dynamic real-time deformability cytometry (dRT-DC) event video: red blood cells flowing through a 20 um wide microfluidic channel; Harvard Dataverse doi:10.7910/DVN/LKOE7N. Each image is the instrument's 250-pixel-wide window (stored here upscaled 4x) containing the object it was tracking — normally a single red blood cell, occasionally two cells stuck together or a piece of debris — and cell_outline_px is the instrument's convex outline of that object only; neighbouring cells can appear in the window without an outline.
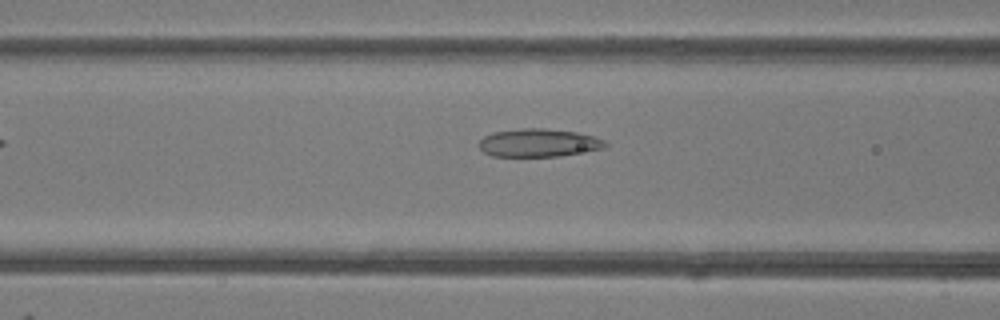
{"species": "common noctule bat (a hibernating species)", "species_latin": "Nyctalus noctula", "temperature_condition": "room temperature", "stored_images_in_passage": 31, "camera_frame_rate_fps": 3000, "um_per_image_px": 0.085, "animal": {"sex": "female"}, "frame": {"image": 1, "passage_image": 5, "time_ms": 1.333, "image_size_px": [1000, 320], "cell_outline_px": [[608, 144], [604, 148], [560, 156], [492, 156], [484, 152], [476, 144], [484, 136], [492, 132], [524, 128], [544, 128], [576, 132], [592, 136], [604, 140]], "centroid_in_image_um": [45.75, 12.14], "position_along_channel_um": 120.9, "area_um2": 20.63}}
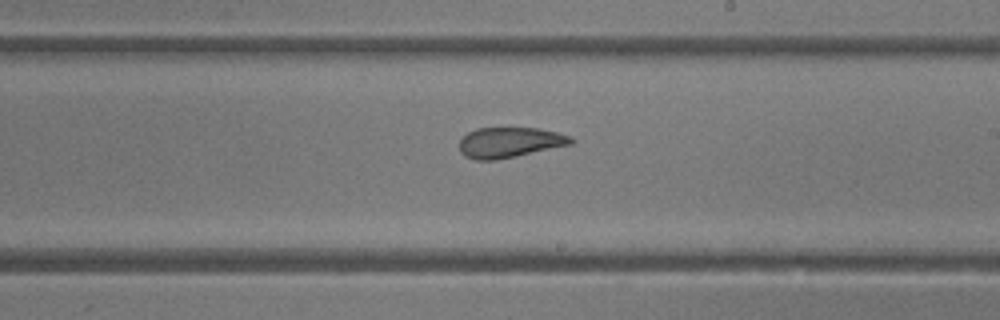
{"frame": {"image": 2, "passage_image": 14, "time_ms": 4.333, "image_size_px": [1000, 320], "cell_outline_px": [[576, 140], [572, 144], [516, 156], [496, 160], [476, 160], [464, 156], [460, 152], [460, 140], [468, 132], [476, 128], [536, 128], [556, 132], [572, 136]], "centroid_in_image_um": [43.33, 12.11], "position_along_channel_um": 245.7, "area_um2": 19.77}}
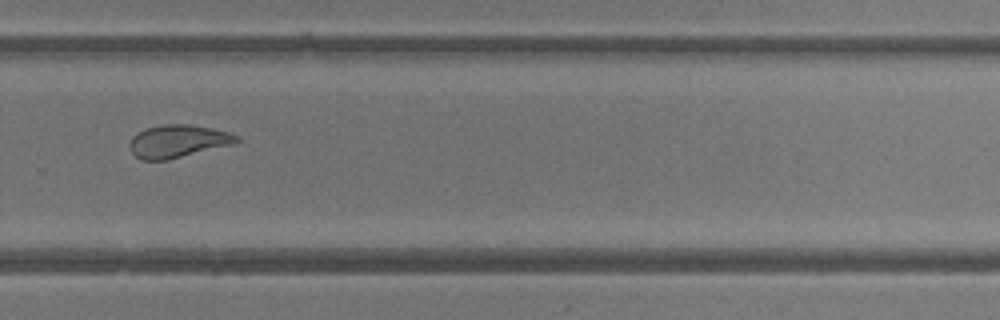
{"frame": {"image": 3, "passage_image": 19, "time_ms": 6.0, "image_size_px": [1000, 320], "cell_outline_px": [[240, 140], [236, 144], [168, 160], [140, 160], [128, 148], [128, 144], [132, 136], [136, 132], [144, 128], [164, 124], [188, 124], [212, 128], [228, 132], [240, 136]], "centroid_in_image_um": [15.12, 12.0], "position_along_channel_um": 314.7, "area_um2": 20.87}}